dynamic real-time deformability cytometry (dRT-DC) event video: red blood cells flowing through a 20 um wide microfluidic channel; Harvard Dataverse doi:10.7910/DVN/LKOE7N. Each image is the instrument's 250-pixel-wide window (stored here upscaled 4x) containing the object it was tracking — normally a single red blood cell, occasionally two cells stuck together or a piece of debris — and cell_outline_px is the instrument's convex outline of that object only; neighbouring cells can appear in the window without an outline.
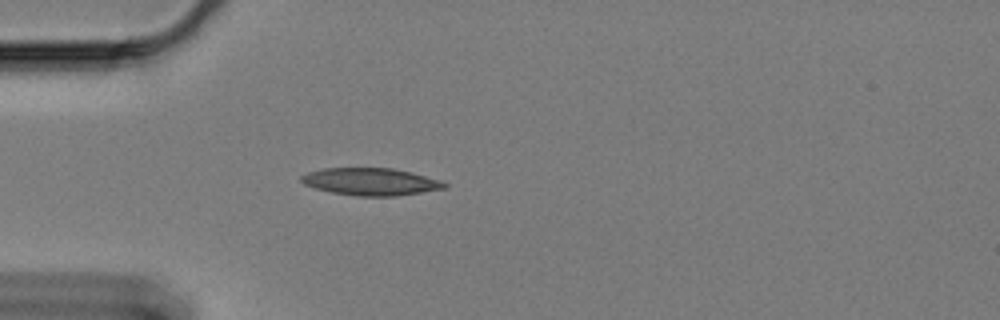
{"species": "Egyptian fruit bat (a non-hibernating species)", "species_latin": "Rousettus aegyptiacus", "temperature_condition": "cold", "stored_images_in_passage": 6, "camera_frame_rate_fps": 3000, "um_per_image_px": 0.085, "animal": {"sex": "female"}, "frame": {"image": 1, "passage_image": 1, "time_ms": 0.0, "image_size_px": [1000, 320], "cell_outline_px": [[448, 188], [396, 196], [356, 196], [332, 192], [316, 188], [304, 184], [300, 180], [300, 176], [308, 172], [324, 168], [392, 168], [412, 172], [440, 180], [448, 184]], "centroid_in_image_um": [31.54, 15.44], "position_along_channel_um": 53.5, "area_um2": 22.83}}